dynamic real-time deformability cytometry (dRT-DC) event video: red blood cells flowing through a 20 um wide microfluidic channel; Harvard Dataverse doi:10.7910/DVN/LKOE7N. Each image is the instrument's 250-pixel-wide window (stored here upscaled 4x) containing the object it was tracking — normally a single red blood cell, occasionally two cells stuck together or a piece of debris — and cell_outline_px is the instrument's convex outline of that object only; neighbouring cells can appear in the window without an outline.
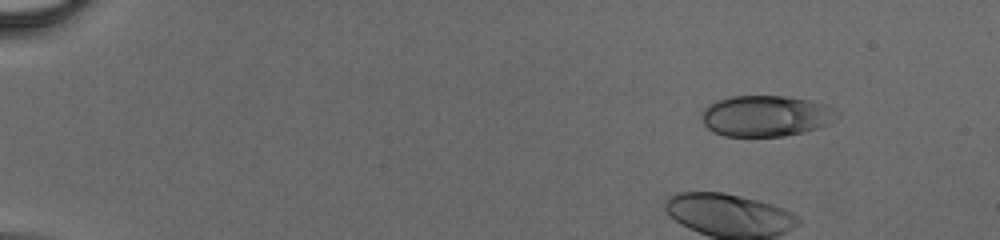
{"species": "human", "species_latin": "Homo sapiens", "temperature_condition": "cold", "stored_images_in_passage": 21, "camera_frame_rate_fps": 3000, "um_per_image_px": 0.085, "donor": {"sex": "male"}, "frame": {"image": 1, "passage_image": 7, "time_ms": 2.0, "image_size_px": [1000, 240], "cell_outline_px": [[832, 108], [828, 124], [816, 128], [800, 132], [780, 136], [724, 136], [712, 132], [704, 124], [704, 108], [708, 104], [716, 100], [732, 96], [784, 96], [808, 100], [824, 104]], "centroid_in_image_um": [64.97, 9.85], "position_along_channel_um": 20.0, "area_um2": 31.44}}